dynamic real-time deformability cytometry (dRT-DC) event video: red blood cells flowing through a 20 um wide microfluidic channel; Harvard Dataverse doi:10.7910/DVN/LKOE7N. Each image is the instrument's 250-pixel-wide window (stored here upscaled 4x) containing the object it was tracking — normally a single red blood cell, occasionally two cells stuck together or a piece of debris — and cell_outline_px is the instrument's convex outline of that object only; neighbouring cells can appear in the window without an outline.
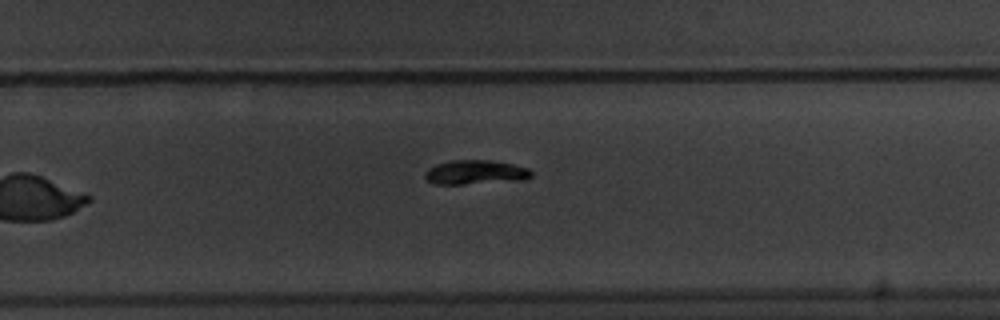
{"species": "common noctule bat (a hibernating species)", "species_latin": "Nyctalus noctula", "temperature_condition": "warm", "stored_images_in_passage": 11, "segment_of_instrument_passage": [2, 2], "camera_frame_rate_fps": 3000, "um_per_image_px": 0.085, "animal": {"sex": "male", "body_mass_g": 20.1, "forearm_length_mm": 53.5}, "frame": {"image": 1, "passage_image": 11, "time_ms": 13.0, "image_size_px": [1000, 320], "cell_outline_px": [[532, 176], [528, 180], [464, 184], [432, 184], [424, 176], [424, 172], [428, 168], [436, 164], [452, 160], [492, 160], [512, 164], [528, 168], [532, 172]], "centroid_in_image_um": [40.43, 14.65], "position_along_channel_um": 289.4, "area_um2": 15.26}}